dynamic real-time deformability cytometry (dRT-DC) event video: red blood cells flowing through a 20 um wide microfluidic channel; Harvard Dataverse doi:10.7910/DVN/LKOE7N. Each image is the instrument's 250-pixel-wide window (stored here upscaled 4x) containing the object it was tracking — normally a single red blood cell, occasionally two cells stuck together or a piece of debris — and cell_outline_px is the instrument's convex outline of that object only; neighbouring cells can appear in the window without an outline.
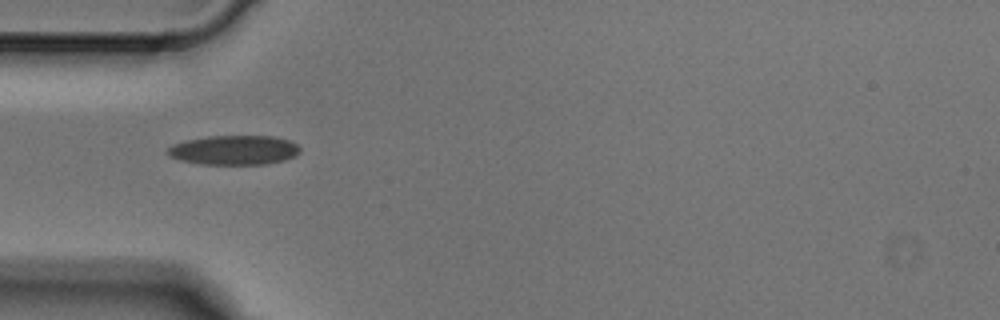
{"species": "Egyptian fruit bat (a non-hibernating species)", "species_latin": "Rousettus aegyptiacus", "temperature_condition": "cold", "stored_images_in_passage": 6, "camera_frame_rate_fps": 3000, "um_per_image_px": 0.085, "animal": {"sex": "male"}, "frame": {"image": 1, "passage_image": 4, "time_ms": 1.0, "image_size_px": [1000, 320], "cell_outline_px": [[300, 152], [296, 156], [284, 160], [268, 164], [200, 164], [180, 160], [168, 156], [164, 152], [172, 144], [184, 140], [208, 136], [272, 136], [288, 140], [296, 144], [300, 148]], "centroid_in_image_um": [19.86, 12.76], "position_along_channel_um": 65.1, "area_um2": 22.95}}
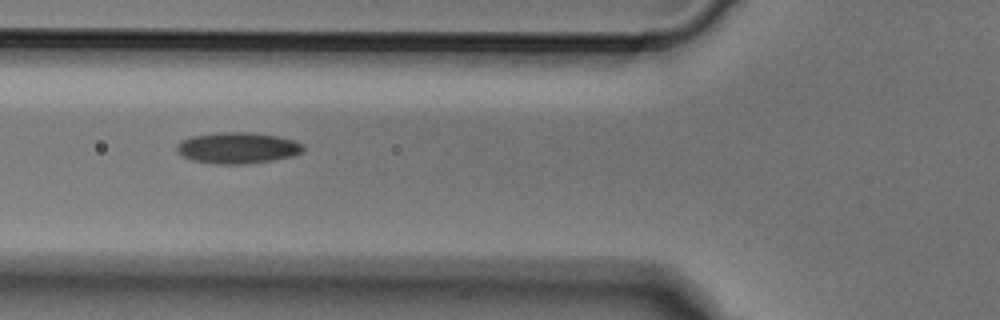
{"frame": {"image": 2, "passage_image": 5, "time_ms": 1.333, "image_size_px": [1000, 320], "cell_outline_px": [[304, 152], [292, 156], [272, 160], [244, 164], [216, 164], [192, 160], [180, 156], [176, 152], [176, 148], [184, 140], [192, 136], [220, 132], [252, 132], [276, 136], [292, 140], [304, 144]], "centroid_in_image_um": [20.21, 12.58], "position_along_channel_um": 105.6, "area_um2": 22.95}}
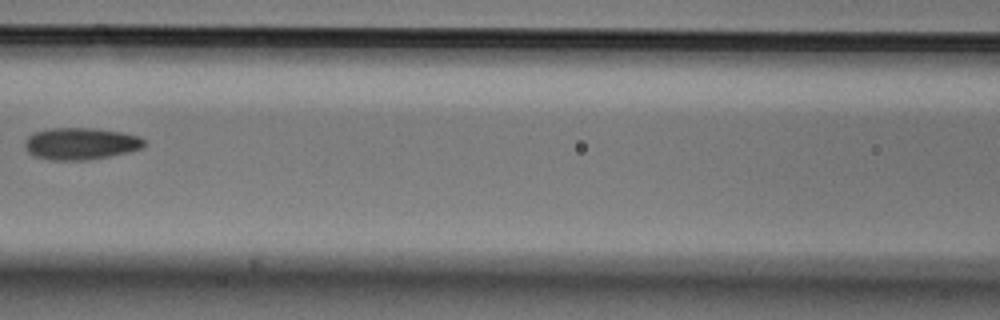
{"frame": {"image": 3, "passage_image": 6, "time_ms": 1.667, "image_size_px": [1000, 320], "cell_outline_px": [[148, 144], [144, 148], [128, 152], [88, 160], [48, 160], [32, 156], [24, 148], [24, 140], [32, 132], [52, 128], [96, 128], [120, 132], [140, 136]], "centroid_in_image_um": [6.84, 12.21], "position_along_channel_um": 159.8, "area_um2": 22.6}}